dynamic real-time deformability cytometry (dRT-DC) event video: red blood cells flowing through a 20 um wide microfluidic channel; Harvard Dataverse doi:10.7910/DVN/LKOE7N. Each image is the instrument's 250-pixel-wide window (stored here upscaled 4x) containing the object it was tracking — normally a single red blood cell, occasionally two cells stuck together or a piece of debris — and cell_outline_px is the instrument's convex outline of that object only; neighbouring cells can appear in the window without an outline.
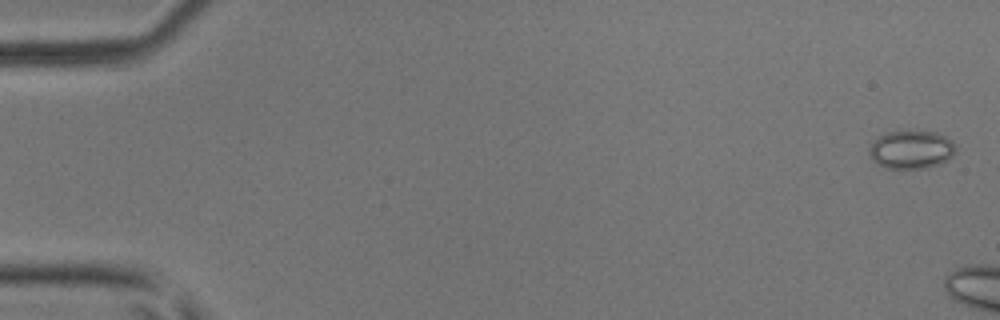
{"species": "common noctule bat (a hibernating species)", "species_latin": "Nyctalus noctula", "temperature_condition": "room temperature", "stored_images_in_passage": 4, "camera_frame_rate_fps": 3000, "um_per_image_px": 0.085, "animal": {"sex": "male", "body_mass_g": 17.9, "forearm_length_mm": 54.2}, "frame": {"image": 1, "passage_image": 1, "time_ms": 0.0, "image_size_px": [1000, 320], "cell_outline_px": [[956, 152], [948, 160], [940, 164], [928, 168], [888, 168], [876, 164], [872, 160], [868, 152], [868, 148], [880, 136], [888, 132], [936, 132], [952, 140], [956, 148]], "centroid_in_image_um": [77.48, 12.74], "position_along_channel_um": 7.5, "area_um2": 19.19}}